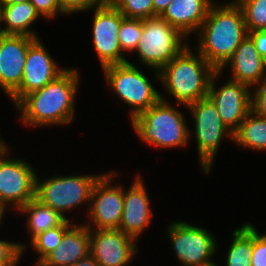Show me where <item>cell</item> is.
I'll list each match as a JSON object with an SVG mask.
<instances>
[{
    "mask_svg": "<svg viewBox=\"0 0 266 266\" xmlns=\"http://www.w3.org/2000/svg\"><path fill=\"white\" fill-rule=\"evenodd\" d=\"M79 73L67 68L43 88L25 95L15 106L20 120L27 126L68 125L75 117V98L79 85Z\"/></svg>",
    "mask_w": 266,
    "mask_h": 266,
    "instance_id": "6da1fadb",
    "label": "cell"
},
{
    "mask_svg": "<svg viewBox=\"0 0 266 266\" xmlns=\"http://www.w3.org/2000/svg\"><path fill=\"white\" fill-rule=\"evenodd\" d=\"M197 35L196 51L219 71L248 35L242 9L235 0L213 3Z\"/></svg>",
    "mask_w": 266,
    "mask_h": 266,
    "instance_id": "7a4b0ae2",
    "label": "cell"
},
{
    "mask_svg": "<svg viewBox=\"0 0 266 266\" xmlns=\"http://www.w3.org/2000/svg\"><path fill=\"white\" fill-rule=\"evenodd\" d=\"M216 70L188 45L160 71V82L177 104L186 105L207 97Z\"/></svg>",
    "mask_w": 266,
    "mask_h": 266,
    "instance_id": "3957f363",
    "label": "cell"
},
{
    "mask_svg": "<svg viewBox=\"0 0 266 266\" xmlns=\"http://www.w3.org/2000/svg\"><path fill=\"white\" fill-rule=\"evenodd\" d=\"M160 97L156 104L131 121L135 133L150 146L162 149L187 146L191 131L186 117L163 95Z\"/></svg>",
    "mask_w": 266,
    "mask_h": 266,
    "instance_id": "277c9868",
    "label": "cell"
},
{
    "mask_svg": "<svg viewBox=\"0 0 266 266\" xmlns=\"http://www.w3.org/2000/svg\"><path fill=\"white\" fill-rule=\"evenodd\" d=\"M184 38L159 16L143 19L142 35L134 52L143 65L155 69L154 77L160 80L159 71L188 45Z\"/></svg>",
    "mask_w": 266,
    "mask_h": 266,
    "instance_id": "5b68a950",
    "label": "cell"
},
{
    "mask_svg": "<svg viewBox=\"0 0 266 266\" xmlns=\"http://www.w3.org/2000/svg\"><path fill=\"white\" fill-rule=\"evenodd\" d=\"M106 83L118 99L130 105V120L149 109L160 99L161 93L149 78L131 62L109 65L103 68Z\"/></svg>",
    "mask_w": 266,
    "mask_h": 266,
    "instance_id": "8992f818",
    "label": "cell"
},
{
    "mask_svg": "<svg viewBox=\"0 0 266 266\" xmlns=\"http://www.w3.org/2000/svg\"><path fill=\"white\" fill-rule=\"evenodd\" d=\"M102 175H57L44 181L37 176L35 198L68 219L67 211L90 203L93 186Z\"/></svg>",
    "mask_w": 266,
    "mask_h": 266,
    "instance_id": "52a82bcc",
    "label": "cell"
},
{
    "mask_svg": "<svg viewBox=\"0 0 266 266\" xmlns=\"http://www.w3.org/2000/svg\"><path fill=\"white\" fill-rule=\"evenodd\" d=\"M194 118L198 157L203 172L209 174L220 143L226 135L233 140V132L222 122L216 106L208 98L200 99L186 105Z\"/></svg>",
    "mask_w": 266,
    "mask_h": 266,
    "instance_id": "ba28073f",
    "label": "cell"
},
{
    "mask_svg": "<svg viewBox=\"0 0 266 266\" xmlns=\"http://www.w3.org/2000/svg\"><path fill=\"white\" fill-rule=\"evenodd\" d=\"M167 235L173 245L176 258L183 266H211L216 254L217 241L212 232L188 224L175 221L167 226Z\"/></svg>",
    "mask_w": 266,
    "mask_h": 266,
    "instance_id": "9c48e42d",
    "label": "cell"
},
{
    "mask_svg": "<svg viewBox=\"0 0 266 266\" xmlns=\"http://www.w3.org/2000/svg\"><path fill=\"white\" fill-rule=\"evenodd\" d=\"M92 9L95 11L94 19L92 18V41L102 69L109 65L128 62L118 38L122 13L109 0H104Z\"/></svg>",
    "mask_w": 266,
    "mask_h": 266,
    "instance_id": "30bf717a",
    "label": "cell"
},
{
    "mask_svg": "<svg viewBox=\"0 0 266 266\" xmlns=\"http://www.w3.org/2000/svg\"><path fill=\"white\" fill-rule=\"evenodd\" d=\"M117 175L118 173L113 171L105 173L94 184L88 207L90 222L84 223L88 228L119 229L124 196L122 185H112Z\"/></svg>",
    "mask_w": 266,
    "mask_h": 266,
    "instance_id": "8fae6325",
    "label": "cell"
},
{
    "mask_svg": "<svg viewBox=\"0 0 266 266\" xmlns=\"http://www.w3.org/2000/svg\"><path fill=\"white\" fill-rule=\"evenodd\" d=\"M36 179L34 168L26 160L9 158L7 150L0 157V202L17 212L36 197Z\"/></svg>",
    "mask_w": 266,
    "mask_h": 266,
    "instance_id": "7c38bea8",
    "label": "cell"
},
{
    "mask_svg": "<svg viewBox=\"0 0 266 266\" xmlns=\"http://www.w3.org/2000/svg\"><path fill=\"white\" fill-rule=\"evenodd\" d=\"M220 73L216 71L212 75L207 97L216 106L222 122L234 132L251 111L252 89L231 79L217 89L216 81Z\"/></svg>",
    "mask_w": 266,
    "mask_h": 266,
    "instance_id": "4fadbf2b",
    "label": "cell"
},
{
    "mask_svg": "<svg viewBox=\"0 0 266 266\" xmlns=\"http://www.w3.org/2000/svg\"><path fill=\"white\" fill-rule=\"evenodd\" d=\"M67 68H59L40 38H36L27 51L24 74L20 86L9 96L15 106L28 93L43 88Z\"/></svg>",
    "mask_w": 266,
    "mask_h": 266,
    "instance_id": "5bb4252c",
    "label": "cell"
},
{
    "mask_svg": "<svg viewBox=\"0 0 266 266\" xmlns=\"http://www.w3.org/2000/svg\"><path fill=\"white\" fill-rule=\"evenodd\" d=\"M90 254L100 266H128L137 253V240L120 229H92Z\"/></svg>",
    "mask_w": 266,
    "mask_h": 266,
    "instance_id": "9a60e30c",
    "label": "cell"
},
{
    "mask_svg": "<svg viewBox=\"0 0 266 266\" xmlns=\"http://www.w3.org/2000/svg\"><path fill=\"white\" fill-rule=\"evenodd\" d=\"M36 38L0 35V87L8 97L20 86L29 45Z\"/></svg>",
    "mask_w": 266,
    "mask_h": 266,
    "instance_id": "2e32d148",
    "label": "cell"
},
{
    "mask_svg": "<svg viewBox=\"0 0 266 266\" xmlns=\"http://www.w3.org/2000/svg\"><path fill=\"white\" fill-rule=\"evenodd\" d=\"M144 184L142 177L138 174L127 192L123 188L124 205L119 229L136 240L150 225L153 216Z\"/></svg>",
    "mask_w": 266,
    "mask_h": 266,
    "instance_id": "e0dca14e",
    "label": "cell"
},
{
    "mask_svg": "<svg viewBox=\"0 0 266 266\" xmlns=\"http://www.w3.org/2000/svg\"><path fill=\"white\" fill-rule=\"evenodd\" d=\"M228 65L232 72L229 79L243 83L250 89L266 81V60L260 56L248 35L219 71L222 72Z\"/></svg>",
    "mask_w": 266,
    "mask_h": 266,
    "instance_id": "ac0fdd59",
    "label": "cell"
},
{
    "mask_svg": "<svg viewBox=\"0 0 266 266\" xmlns=\"http://www.w3.org/2000/svg\"><path fill=\"white\" fill-rule=\"evenodd\" d=\"M90 255V232L85 224H73L59 245L37 266H72Z\"/></svg>",
    "mask_w": 266,
    "mask_h": 266,
    "instance_id": "d6986e66",
    "label": "cell"
},
{
    "mask_svg": "<svg viewBox=\"0 0 266 266\" xmlns=\"http://www.w3.org/2000/svg\"><path fill=\"white\" fill-rule=\"evenodd\" d=\"M213 3V0H172L160 17L188 37L192 32L198 33Z\"/></svg>",
    "mask_w": 266,
    "mask_h": 266,
    "instance_id": "ffe728a7",
    "label": "cell"
},
{
    "mask_svg": "<svg viewBox=\"0 0 266 266\" xmlns=\"http://www.w3.org/2000/svg\"><path fill=\"white\" fill-rule=\"evenodd\" d=\"M40 16L30 1L17 4H3V24H6L4 34L26 35L39 38L35 31L30 29L34 21Z\"/></svg>",
    "mask_w": 266,
    "mask_h": 266,
    "instance_id": "44dd1931",
    "label": "cell"
},
{
    "mask_svg": "<svg viewBox=\"0 0 266 266\" xmlns=\"http://www.w3.org/2000/svg\"><path fill=\"white\" fill-rule=\"evenodd\" d=\"M18 212L28 215L26 226L31 239L41 232L60 226L66 220L59 212L36 198L22 206Z\"/></svg>",
    "mask_w": 266,
    "mask_h": 266,
    "instance_id": "7402d4cb",
    "label": "cell"
},
{
    "mask_svg": "<svg viewBox=\"0 0 266 266\" xmlns=\"http://www.w3.org/2000/svg\"><path fill=\"white\" fill-rule=\"evenodd\" d=\"M234 143L242 148L266 150V118L252 111L233 132Z\"/></svg>",
    "mask_w": 266,
    "mask_h": 266,
    "instance_id": "603a6c76",
    "label": "cell"
},
{
    "mask_svg": "<svg viewBox=\"0 0 266 266\" xmlns=\"http://www.w3.org/2000/svg\"><path fill=\"white\" fill-rule=\"evenodd\" d=\"M225 266H251L252 224L247 222L232 233Z\"/></svg>",
    "mask_w": 266,
    "mask_h": 266,
    "instance_id": "cb8c5ba5",
    "label": "cell"
},
{
    "mask_svg": "<svg viewBox=\"0 0 266 266\" xmlns=\"http://www.w3.org/2000/svg\"><path fill=\"white\" fill-rule=\"evenodd\" d=\"M71 223L70 219H66L60 226L41 232L31 239L32 247L39 255L34 266H37L59 245L64 232L72 225Z\"/></svg>",
    "mask_w": 266,
    "mask_h": 266,
    "instance_id": "d4e9b609",
    "label": "cell"
},
{
    "mask_svg": "<svg viewBox=\"0 0 266 266\" xmlns=\"http://www.w3.org/2000/svg\"><path fill=\"white\" fill-rule=\"evenodd\" d=\"M242 9L247 32L266 30V0H235Z\"/></svg>",
    "mask_w": 266,
    "mask_h": 266,
    "instance_id": "484cf974",
    "label": "cell"
},
{
    "mask_svg": "<svg viewBox=\"0 0 266 266\" xmlns=\"http://www.w3.org/2000/svg\"><path fill=\"white\" fill-rule=\"evenodd\" d=\"M143 31V19L128 18L122 14L118 32L119 44L123 52H133L140 42Z\"/></svg>",
    "mask_w": 266,
    "mask_h": 266,
    "instance_id": "4316f807",
    "label": "cell"
},
{
    "mask_svg": "<svg viewBox=\"0 0 266 266\" xmlns=\"http://www.w3.org/2000/svg\"><path fill=\"white\" fill-rule=\"evenodd\" d=\"M125 17L147 19L154 17L152 0H109Z\"/></svg>",
    "mask_w": 266,
    "mask_h": 266,
    "instance_id": "83f0119b",
    "label": "cell"
},
{
    "mask_svg": "<svg viewBox=\"0 0 266 266\" xmlns=\"http://www.w3.org/2000/svg\"><path fill=\"white\" fill-rule=\"evenodd\" d=\"M27 245L0 239V266H16Z\"/></svg>",
    "mask_w": 266,
    "mask_h": 266,
    "instance_id": "f1b7e54d",
    "label": "cell"
},
{
    "mask_svg": "<svg viewBox=\"0 0 266 266\" xmlns=\"http://www.w3.org/2000/svg\"><path fill=\"white\" fill-rule=\"evenodd\" d=\"M254 226L252 224L251 266H266V231L259 234Z\"/></svg>",
    "mask_w": 266,
    "mask_h": 266,
    "instance_id": "f546056e",
    "label": "cell"
},
{
    "mask_svg": "<svg viewBox=\"0 0 266 266\" xmlns=\"http://www.w3.org/2000/svg\"><path fill=\"white\" fill-rule=\"evenodd\" d=\"M251 90V111L266 118V81Z\"/></svg>",
    "mask_w": 266,
    "mask_h": 266,
    "instance_id": "4dcf8cb0",
    "label": "cell"
},
{
    "mask_svg": "<svg viewBox=\"0 0 266 266\" xmlns=\"http://www.w3.org/2000/svg\"><path fill=\"white\" fill-rule=\"evenodd\" d=\"M104 0H58L62 10L66 14L89 11L95 6L100 5Z\"/></svg>",
    "mask_w": 266,
    "mask_h": 266,
    "instance_id": "1f68e13d",
    "label": "cell"
},
{
    "mask_svg": "<svg viewBox=\"0 0 266 266\" xmlns=\"http://www.w3.org/2000/svg\"><path fill=\"white\" fill-rule=\"evenodd\" d=\"M39 14L45 18L52 19L60 14L66 13L62 10L58 0H29Z\"/></svg>",
    "mask_w": 266,
    "mask_h": 266,
    "instance_id": "d6a6232c",
    "label": "cell"
},
{
    "mask_svg": "<svg viewBox=\"0 0 266 266\" xmlns=\"http://www.w3.org/2000/svg\"><path fill=\"white\" fill-rule=\"evenodd\" d=\"M248 36L253 40L260 56L266 60V30L248 32Z\"/></svg>",
    "mask_w": 266,
    "mask_h": 266,
    "instance_id": "836d02e7",
    "label": "cell"
},
{
    "mask_svg": "<svg viewBox=\"0 0 266 266\" xmlns=\"http://www.w3.org/2000/svg\"><path fill=\"white\" fill-rule=\"evenodd\" d=\"M154 8V17L161 16L168 8L172 0H152Z\"/></svg>",
    "mask_w": 266,
    "mask_h": 266,
    "instance_id": "e575fe53",
    "label": "cell"
},
{
    "mask_svg": "<svg viewBox=\"0 0 266 266\" xmlns=\"http://www.w3.org/2000/svg\"><path fill=\"white\" fill-rule=\"evenodd\" d=\"M72 266H100V265L90 254L89 256H87L84 259H81L80 261L76 262Z\"/></svg>",
    "mask_w": 266,
    "mask_h": 266,
    "instance_id": "d590c367",
    "label": "cell"
},
{
    "mask_svg": "<svg viewBox=\"0 0 266 266\" xmlns=\"http://www.w3.org/2000/svg\"><path fill=\"white\" fill-rule=\"evenodd\" d=\"M8 146L6 145V143H4V141H2L1 137H0V157L7 152L8 150Z\"/></svg>",
    "mask_w": 266,
    "mask_h": 266,
    "instance_id": "8d00e7d4",
    "label": "cell"
},
{
    "mask_svg": "<svg viewBox=\"0 0 266 266\" xmlns=\"http://www.w3.org/2000/svg\"><path fill=\"white\" fill-rule=\"evenodd\" d=\"M29 0H0L2 4H17V3H23L27 2Z\"/></svg>",
    "mask_w": 266,
    "mask_h": 266,
    "instance_id": "74e56055",
    "label": "cell"
},
{
    "mask_svg": "<svg viewBox=\"0 0 266 266\" xmlns=\"http://www.w3.org/2000/svg\"><path fill=\"white\" fill-rule=\"evenodd\" d=\"M6 208H8V207H6L5 204L0 202V225H1V222L3 220L4 215L6 214L5 213V211L7 210Z\"/></svg>",
    "mask_w": 266,
    "mask_h": 266,
    "instance_id": "f35d334b",
    "label": "cell"
},
{
    "mask_svg": "<svg viewBox=\"0 0 266 266\" xmlns=\"http://www.w3.org/2000/svg\"><path fill=\"white\" fill-rule=\"evenodd\" d=\"M3 4L0 2V24L3 22ZM4 34V28H0V35Z\"/></svg>",
    "mask_w": 266,
    "mask_h": 266,
    "instance_id": "ab89813d",
    "label": "cell"
}]
</instances>
